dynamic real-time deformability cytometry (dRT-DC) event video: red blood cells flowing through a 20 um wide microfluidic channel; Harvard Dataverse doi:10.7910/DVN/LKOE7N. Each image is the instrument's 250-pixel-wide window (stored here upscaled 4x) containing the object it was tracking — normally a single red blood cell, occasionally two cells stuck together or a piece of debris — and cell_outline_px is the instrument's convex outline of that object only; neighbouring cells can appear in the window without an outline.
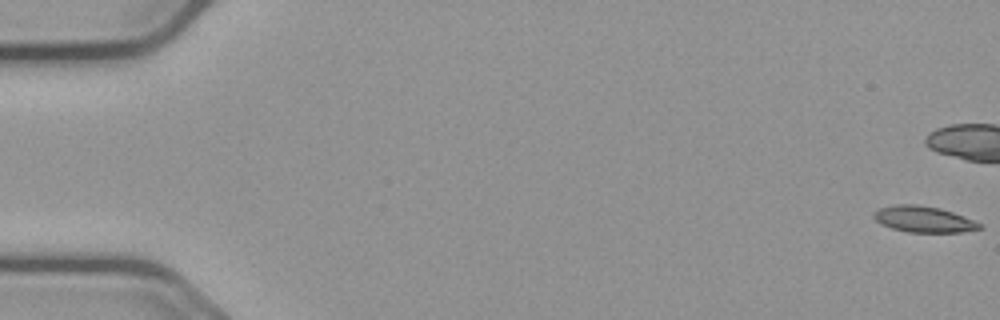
{"species": "common noctule bat (a hibernating species)", "species_latin": "Nyctalus noctula", "temperature_condition": "cold", "stored_images_in_passage": 58, "camera_frame_rate_fps": 3000, "um_per_image_px": 0.085, "animal": {"sex": "male", "body_mass_g": 23.1, "forearm_length_mm": 52.7}, "frame": {"image": 1, "passage_image": 1, "time_ms": 0.0, "image_size_px": [1000, 320], "cell_outline_px": [[984, 228], [960, 232], [908, 232], [892, 228], [880, 224], [872, 216], [872, 212], [880, 208], [896, 204], [916, 204], [940, 208], [952, 212], [984, 224]], "centroid_in_image_um": [78.51, 18.63], "position_along_channel_um": 6.5, "area_um2": 16.18}, "authors_computed_cell_mechanics": {"area_um2": 16.4441, "velocity_mm_per_s": 3.6731, "shape_relaxation_time_tau1_ms": null, "shape_relaxation_time_tau2_ms": 9.4778, "deformation_change_tau1": null, "deformation_change_tau2": 0.1987}}